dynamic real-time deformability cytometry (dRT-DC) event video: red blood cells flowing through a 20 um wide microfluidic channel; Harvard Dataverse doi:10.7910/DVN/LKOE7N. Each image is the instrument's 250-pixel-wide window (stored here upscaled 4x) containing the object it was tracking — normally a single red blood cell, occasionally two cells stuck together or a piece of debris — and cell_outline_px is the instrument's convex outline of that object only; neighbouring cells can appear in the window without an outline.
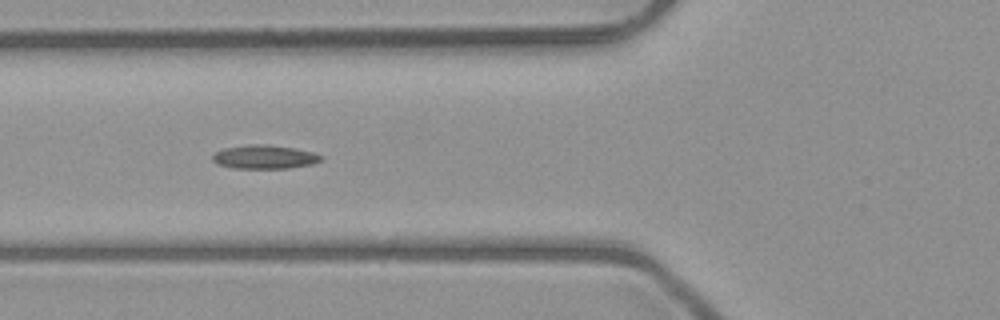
{"species": "common noctule bat (a hibernating species)", "species_latin": "Nyctalus noctula", "temperature_condition": "room temperature", "stored_images_in_passage": 15, "camera_frame_rate_fps": 3000, "um_per_image_px": 0.085, "animal": {"sex": "male", "body_mass_g": 23.1, "forearm_length_mm": 52.7}, "frame": {"image": 1, "passage_image": 7, "time_ms": 2.0, "image_size_px": [1000, 320], "cell_outline_px": [[324, 156], [320, 160], [312, 164], [288, 168], [232, 168], [216, 164], [212, 160], [212, 156], [216, 152], [224, 148], [248, 144], [264, 144], [296, 148], [312, 152]], "centroid_in_image_um": [22.46, 13.33], "position_along_channel_um": 103.3, "area_um2": 15.03}}
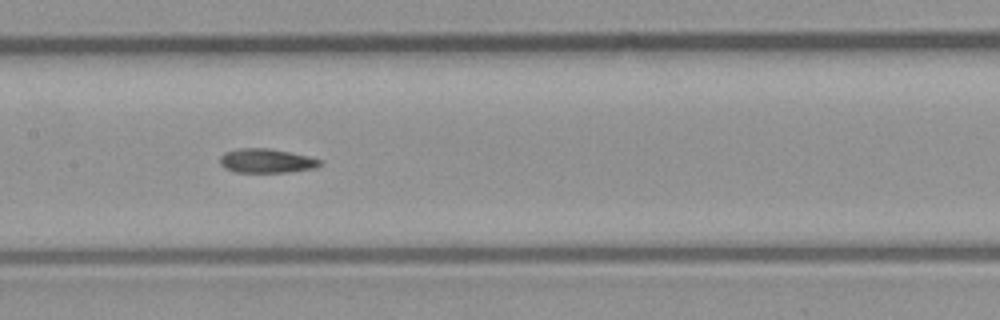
{"frame": {"image": 2, "passage_image": 13, "time_ms": 4.0, "image_size_px": [1000, 320], "cell_outline_px": [[320, 164], [316, 168], [288, 172], [236, 172], [224, 168], [220, 164], [220, 156], [224, 152], [240, 148], [268, 148], [308, 156], [320, 160]], "centroid_in_image_um": [22.6, 13.67], "position_along_channel_um": 184.8, "area_um2": 13.99}}